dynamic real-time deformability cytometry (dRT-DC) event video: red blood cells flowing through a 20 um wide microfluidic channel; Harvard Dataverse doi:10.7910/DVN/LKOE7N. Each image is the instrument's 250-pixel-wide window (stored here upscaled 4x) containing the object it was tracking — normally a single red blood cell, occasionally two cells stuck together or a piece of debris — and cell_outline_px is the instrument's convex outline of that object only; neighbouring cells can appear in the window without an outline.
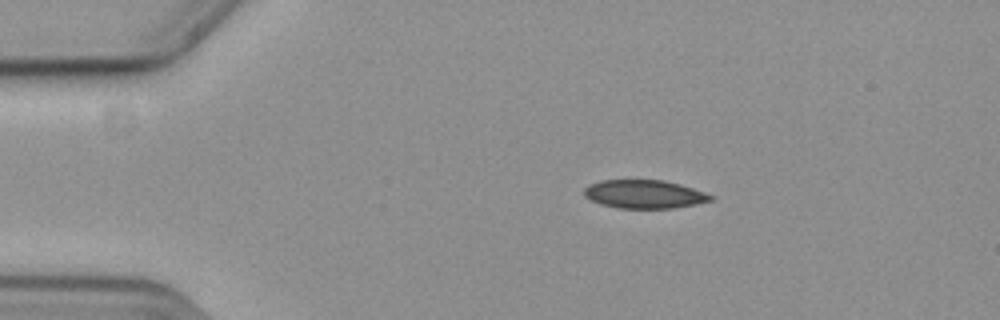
{"species": "common noctule bat (a hibernating species)", "species_latin": "Nyctalus noctula", "temperature_condition": "cold", "stored_images_in_passage": 47, "camera_frame_rate_fps": 3000, "um_per_image_px": 0.085, "animal": {"sex": "female", "body_mass_g": 19.3, "forearm_length_mm": 54.1}, "frame": {"image": 1, "passage_image": 1, "time_ms": 0.0, "image_size_px": [1000, 320], "cell_outline_px": [[716, 196], [712, 200], [696, 204], [672, 208], [616, 208], [600, 204], [584, 196], [584, 188], [588, 184], [600, 180], [664, 180], [680, 184]], "centroid_in_image_um": [54.75, 16.5], "position_along_channel_um": 30.2, "area_um2": 21.04}}
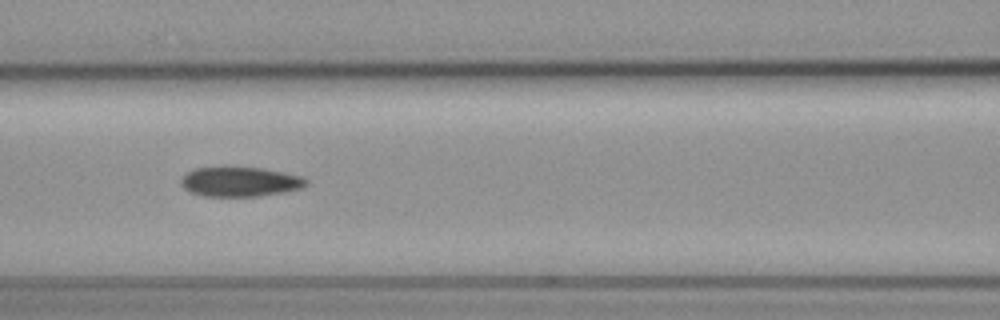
{"frame": {"image": 2, "passage_image": 15, "time_ms": 4.667, "image_size_px": [1000, 320], "cell_outline_px": [[308, 184], [304, 188], [284, 192], [260, 196], [204, 196], [188, 192], [180, 184], [180, 180], [188, 172], [196, 168], [264, 168], [284, 172], [300, 176], [308, 180]], "centroid_in_image_um": [20.43, 15.46], "position_along_channel_um": 146.2, "area_um2": 21.56}}
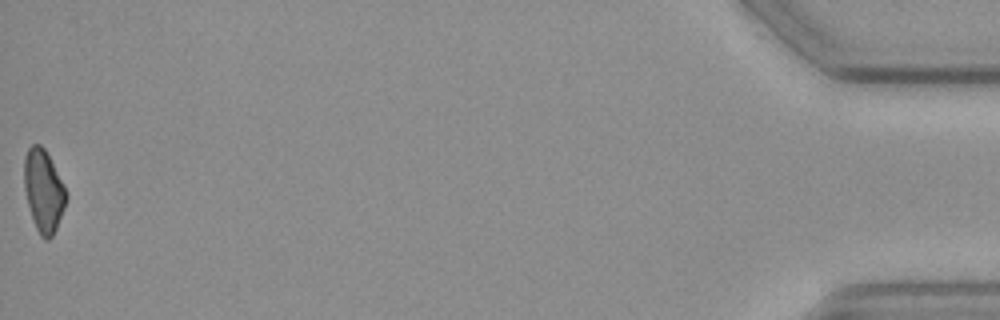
{"frame": {"image": 3, "passage_image": 47, "time_ms": 15.333, "image_size_px": [1000, 320], "cell_outline_px": [[68, 196], [64, 208], [56, 228], [52, 236], [48, 240], [44, 240], [40, 236], [36, 228], [28, 204], [24, 188], [24, 156], [28, 148], [32, 144], [40, 144], [44, 148]], "centroid_in_image_um": [3.68, 16.23], "position_along_channel_um": 431.5, "area_um2": 19.71}}